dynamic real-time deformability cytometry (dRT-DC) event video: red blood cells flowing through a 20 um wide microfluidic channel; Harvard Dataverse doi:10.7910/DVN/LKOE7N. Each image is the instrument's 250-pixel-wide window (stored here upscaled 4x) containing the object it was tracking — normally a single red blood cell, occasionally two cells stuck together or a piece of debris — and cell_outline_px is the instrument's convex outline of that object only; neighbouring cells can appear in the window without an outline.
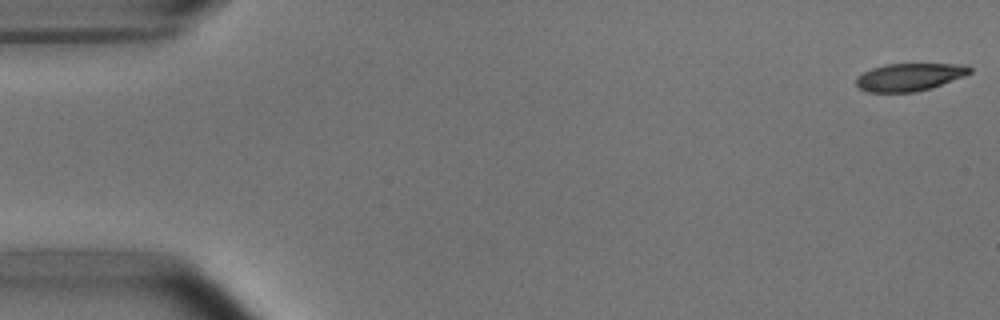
{"species": "common noctule bat (a hibernating species)", "species_latin": "Nyctalus noctula", "temperature_condition": "room temperature", "stored_images_in_passage": 10, "camera_frame_rate_fps": 3000, "um_per_image_px": 0.085, "animal": {"sex": "male", "body_mass_g": 15.6}, "frame": {"image": 1, "passage_image": 1, "time_ms": 0.0, "image_size_px": [1000, 320], "cell_outline_px": [[972, 72], [964, 76], [932, 88], [912, 92], [868, 92], [856, 88], [856, 80], [864, 72], [872, 68], [884, 64], [968, 64], [972, 68]], "centroid_in_image_um": [77.32, 6.55], "position_along_channel_um": 7.7, "area_um2": 18.38}}